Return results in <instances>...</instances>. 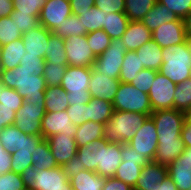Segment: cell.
Returning <instances> with one entry per match:
<instances>
[{
    "label": "cell",
    "mask_w": 191,
    "mask_h": 190,
    "mask_svg": "<svg viewBox=\"0 0 191 190\" xmlns=\"http://www.w3.org/2000/svg\"><path fill=\"white\" fill-rule=\"evenodd\" d=\"M1 83L4 87L15 89L28 103L45 104L46 81L43 76H35L33 71L20 65L12 70H3Z\"/></svg>",
    "instance_id": "1"
},
{
    "label": "cell",
    "mask_w": 191,
    "mask_h": 190,
    "mask_svg": "<svg viewBox=\"0 0 191 190\" xmlns=\"http://www.w3.org/2000/svg\"><path fill=\"white\" fill-rule=\"evenodd\" d=\"M163 63L158 72L178 84L189 79L191 71V42L169 46L162 50Z\"/></svg>",
    "instance_id": "2"
},
{
    "label": "cell",
    "mask_w": 191,
    "mask_h": 190,
    "mask_svg": "<svg viewBox=\"0 0 191 190\" xmlns=\"http://www.w3.org/2000/svg\"><path fill=\"white\" fill-rule=\"evenodd\" d=\"M149 116L129 111H113L104 124L103 138L109 143H128Z\"/></svg>",
    "instance_id": "3"
},
{
    "label": "cell",
    "mask_w": 191,
    "mask_h": 190,
    "mask_svg": "<svg viewBox=\"0 0 191 190\" xmlns=\"http://www.w3.org/2000/svg\"><path fill=\"white\" fill-rule=\"evenodd\" d=\"M92 67L67 66L60 86L68 93L69 106L86 104L91 100L88 91Z\"/></svg>",
    "instance_id": "4"
},
{
    "label": "cell",
    "mask_w": 191,
    "mask_h": 190,
    "mask_svg": "<svg viewBox=\"0 0 191 190\" xmlns=\"http://www.w3.org/2000/svg\"><path fill=\"white\" fill-rule=\"evenodd\" d=\"M21 177L25 188L30 190L68 189L69 179L64 174L62 166L39 171L30 166L22 172Z\"/></svg>",
    "instance_id": "5"
},
{
    "label": "cell",
    "mask_w": 191,
    "mask_h": 190,
    "mask_svg": "<svg viewBox=\"0 0 191 190\" xmlns=\"http://www.w3.org/2000/svg\"><path fill=\"white\" fill-rule=\"evenodd\" d=\"M112 104L114 111H129L147 116L153 112L148 94L139 91L130 83L121 82Z\"/></svg>",
    "instance_id": "6"
},
{
    "label": "cell",
    "mask_w": 191,
    "mask_h": 190,
    "mask_svg": "<svg viewBox=\"0 0 191 190\" xmlns=\"http://www.w3.org/2000/svg\"><path fill=\"white\" fill-rule=\"evenodd\" d=\"M186 113L176 109L157 110L151 113L158 135V143L169 140H181V130Z\"/></svg>",
    "instance_id": "7"
},
{
    "label": "cell",
    "mask_w": 191,
    "mask_h": 190,
    "mask_svg": "<svg viewBox=\"0 0 191 190\" xmlns=\"http://www.w3.org/2000/svg\"><path fill=\"white\" fill-rule=\"evenodd\" d=\"M126 52L122 38L113 39L110 46L96 57L92 69L96 73L106 74L109 78L119 79Z\"/></svg>",
    "instance_id": "8"
},
{
    "label": "cell",
    "mask_w": 191,
    "mask_h": 190,
    "mask_svg": "<svg viewBox=\"0 0 191 190\" xmlns=\"http://www.w3.org/2000/svg\"><path fill=\"white\" fill-rule=\"evenodd\" d=\"M122 161L114 178L134 187L139 179L142 168L150 161L137 152L127 143L122 144Z\"/></svg>",
    "instance_id": "9"
},
{
    "label": "cell",
    "mask_w": 191,
    "mask_h": 190,
    "mask_svg": "<svg viewBox=\"0 0 191 190\" xmlns=\"http://www.w3.org/2000/svg\"><path fill=\"white\" fill-rule=\"evenodd\" d=\"M45 113V104L24 101L16 112L14 125L25 134L42 136L41 120Z\"/></svg>",
    "instance_id": "10"
},
{
    "label": "cell",
    "mask_w": 191,
    "mask_h": 190,
    "mask_svg": "<svg viewBox=\"0 0 191 190\" xmlns=\"http://www.w3.org/2000/svg\"><path fill=\"white\" fill-rule=\"evenodd\" d=\"M127 144L137 154L144 156L149 161H153L158 147V135L155 123L150 116Z\"/></svg>",
    "instance_id": "11"
},
{
    "label": "cell",
    "mask_w": 191,
    "mask_h": 190,
    "mask_svg": "<svg viewBox=\"0 0 191 190\" xmlns=\"http://www.w3.org/2000/svg\"><path fill=\"white\" fill-rule=\"evenodd\" d=\"M65 52L68 59V66L92 67L96 60L86 35L69 36L64 39Z\"/></svg>",
    "instance_id": "12"
},
{
    "label": "cell",
    "mask_w": 191,
    "mask_h": 190,
    "mask_svg": "<svg viewBox=\"0 0 191 190\" xmlns=\"http://www.w3.org/2000/svg\"><path fill=\"white\" fill-rule=\"evenodd\" d=\"M176 85L166 76L161 75L159 72L157 73L148 93L153 112L174 108Z\"/></svg>",
    "instance_id": "13"
},
{
    "label": "cell",
    "mask_w": 191,
    "mask_h": 190,
    "mask_svg": "<svg viewBox=\"0 0 191 190\" xmlns=\"http://www.w3.org/2000/svg\"><path fill=\"white\" fill-rule=\"evenodd\" d=\"M72 15L69 0H46L39 15L40 24L53 32Z\"/></svg>",
    "instance_id": "14"
},
{
    "label": "cell",
    "mask_w": 191,
    "mask_h": 190,
    "mask_svg": "<svg viewBox=\"0 0 191 190\" xmlns=\"http://www.w3.org/2000/svg\"><path fill=\"white\" fill-rule=\"evenodd\" d=\"M77 126L72 123V120L67 115V111L46 112L41 120V131L44 139L55 134H70V137H75Z\"/></svg>",
    "instance_id": "15"
},
{
    "label": "cell",
    "mask_w": 191,
    "mask_h": 190,
    "mask_svg": "<svg viewBox=\"0 0 191 190\" xmlns=\"http://www.w3.org/2000/svg\"><path fill=\"white\" fill-rule=\"evenodd\" d=\"M152 39L161 47L184 43L188 38L185 32L183 19L167 22L152 32Z\"/></svg>",
    "instance_id": "16"
},
{
    "label": "cell",
    "mask_w": 191,
    "mask_h": 190,
    "mask_svg": "<svg viewBox=\"0 0 191 190\" xmlns=\"http://www.w3.org/2000/svg\"><path fill=\"white\" fill-rule=\"evenodd\" d=\"M47 141L58 166L67 164L77 154V143L70 134H55L47 138Z\"/></svg>",
    "instance_id": "17"
},
{
    "label": "cell",
    "mask_w": 191,
    "mask_h": 190,
    "mask_svg": "<svg viewBox=\"0 0 191 190\" xmlns=\"http://www.w3.org/2000/svg\"><path fill=\"white\" fill-rule=\"evenodd\" d=\"M120 84L121 81L119 79L109 78L106 74L96 73L92 69L88 91L91 94V98L102 99L112 103Z\"/></svg>",
    "instance_id": "18"
},
{
    "label": "cell",
    "mask_w": 191,
    "mask_h": 190,
    "mask_svg": "<svg viewBox=\"0 0 191 190\" xmlns=\"http://www.w3.org/2000/svg\"><path fill=\"white\" fill-rule=\"evenodd\" d=\"M53 32L43 27L41 24L22 34V42L25 46L26 54L45 59V52L48 48V40Z\"/></svg>",
    "instance_id": "19"
},
{
    "label": "cell",
    "mask_w": 191,
    "mask_h": 190,
    "mask_svg": "<svg viewBox=\"0 0 191 190\" xmlns=\"http://www.w3.org/2000/svg\"><path fill=\"white\" fill-rule=\"evenodd\" d=\"M121 150L122 144L109 143L105 140V147H102L101 167H97L96 173L103 178L114 177L122 161Z\"/></svg>",
    "instance_id": "20"
},
{
    "label": "cell",
    "mask_w": 191,
    "mask_h": 190,
    "mask_svg": "<svg viewBox=\"0 0 191 190\" xmlns=\"http://www.w3.org/2000/svg\"><path fill=\"white\" fill-rule=\"evenodd\" d=\"M168 177L167 166L160 165L154 161H150L145 165L140 173L134 188L140 190H155Z\"/></svg>",
    "instance_id": "21"
},
{
    "label": "cell",
    "mask_w": 191,
    "mask_h": 190,
    "mask_svg": "<svg viewBox=\"0 0 191 190\" xmlns=\"http://www.w3.org/2000/svg\"><path fill=\"white\" fill-rule=\"evenodd\" d=\"M121 38L127 51H136L152 39V32L141 21H129Z\"/></svg>",
    "instance_id": "22"
},
{
    "label": "cell",
    "mask_w": 191,
    "mask_h": 190,
    "mask_svg": "<svg viewBox=\"0 0 191 190\" xmlns=\"http://www.w3.org/2000/svg\"><path fill=\"white\" fill-rule=\"evenodd\" d=\"M102 147H105V139H97L88 143L85 147L78 148L77 156L82 169L96 172L101 167Z\"/></svg>",
    "instance_id": "23"
},
{
    "label": "cell",
    "mask_w": 191,
    "mask_h": 190,
    "mask_svg": "<svg viewBox=\"0 0 191 190\" xmlns=\"http://www.w3.org/2000/svg\"><path fill=\"white\" fill-rule=\"evenodd\" d=\"M162 50L163 48L151 39L135 52L145 69L158 71L163 63Z\"/></svg>",
    "instance_id": "24"
},
{
    "label": "cell",
    "mask_w": 191,
    "mask_h": 190,
    "mask_svg": "<svg viewBox=\"0 0 191 190\" xmlns=\"http://www.w3.org/2000/svg\"><path fill=\"white\" fill-rule=\"evenodd\" d=\"M25 54L26 50L21 38L0 46V60L3 70H12L18 67Z\"/></svg>",
    "instance_id": "25"
},
{
    "label": "cell",
    "mask_w": 191,
    "mask_h": 190,
    "mask_svg": "<svg viewBox=\"0 0 191 190\" xmlns=\"http://www.w3.org/2000/svg\"><path fill=\"white\" fill-rule=\"evenodd\" d=\"M184 148L182 140L162 141L158 143L153 161L168 167L184 152Z\"/></svg>",
    "instance_id": "26"
},
{
    "label": "cell",
    "mask_w": 191,
    "mask_h": 190,
    "mask_svg": "<svg viewBox=\"0 0 191 190\" xmlns=\"http://www.w3.org/2000/svg\"><path fill=\"white\" fill-rule=\"evenodd\" d=\"M179 18L173 11L169 10L165 5L158 2L151 8L141 22L153 32L156 28L165 23L177 21Z\"/></svg>",
    "instance_id": "27"
},
{
    "label": "cell",
    "mask_w": 191,
    "mask_h": 190,
    "mask_svg": "<svg viewBox=\"0 0 191 190\" xmlns=\"http://www.w3.org/2000/svg\"><path fill=\"white\" fill-rule=\"evenodd\" d=\"M104 124L93 121L84 122L77 127L75 141L78 148L85 147L88 143L103 138Z\"/></svg>",
    "instance_id": "28"
},
{
    "label": "cell",
    "mask_w": 191,
    "mask_h": 190,
    "mask_svg": "<svg viewBox=\"0 0 191 190\" xmlns=\"http://www.w3.org/2000/svg\"><path fill=\"white\" fill-rule=\"evenodd\" d=\"M168 177L176 185L178 190L191 189V165L179 162L177 159L168 167Z\"/></svg>",
    "instance_id": "29"
},
{
    "label": "cell",
    "mask_w": 191,
    "mask_h": 190,
    "mask_svg": "<svg viewBox=\"0 0 191 190\" xmlns=\"http://www.w3.org/2000/svg\"><path fill=\"white\" fill-rule=\"evenodd\" d=\"M73 190H102L105 178L96 172L82 170L77 176L69 179Z\"/></svg>",
    "instance_id": "30"
},
{
    "label": "cell",
    "mask_w": 191,
    "mask_h": 190,
    "mask_svg": "<svg viewBox=\"0 0 191 190\" xmlns=\"http://www.w3.org/2000/svg\"><path fill=\"white\" fill-rule=\"evenodd\" d=\"M69 107L68 93L60 85L45 89V111L60 112Z\"/></svg>",
    "instance_id": "31"
},
{
    "label": "cell",
    "mask_w": 191,
    "mask_h": 190,
    "mask_svg": "<svg viewBox=\"0 0 191 190\" xmlns=\"http://www.w3.org/2000/svg\"><path fill=\"white\" fill-rule=\"evenodd\" d=\"M33 166L36 170L53 169L58 167L53 157L47 139H42L32 154Z\"/></svg>",
    "instance_id": "32"
},
{
    "label": "cell",
    "mask_w": 191,
    "mask_h": 190,
    "mask_svg": "<svg viewBox=\"0 0 191 190\" xmlns=\"http://www.w3.org/2000/svg\"><path fill=\"white\" fill-rule=\"evenodd\" d=\"M129 21L125 13L106 12L105 26L102 30L106 32L111 40L121 38L126 31Z\"/></svg>",
    "instance_id": "33"
},
{
    "label": "cell",
    "mask_w": 191,
    "mask_h": 190,
    "mask_svg": "<svg viewBox=\"0 0 191 190\" xmlns=\"http://www.w3.org/2000/svg\"><path fill=\"white\" fill-rule=\"evenodd\" d=\"M48 48L45 52L46 63H63L68 66V59L65 52L64 39L52 33L48 40Z\"/></svg>",
    "instance_id": "34"
},
{
    "label": "cell",
    "mask_w": 191,
    "mask_h": 190,
    "mask_svg": "<svg viewBox=\"0 0 191 190\" xmlns=\"http://www.w3.org/2000/svg\"><path fill=\"white\" fill-rule=\"evenodd\" d=\"M89 121L105 124L113 114V104L109 101L91 98L88 102Z\"/></svg>",
    "instance_id": "35"
},
{
    "label": "cell",
    "mask_w": 191,
    "mask_h": 190,
    "mask_svg": "<svg viewBox=\"0 0 191 190\" xmlns=\"http://www.w3.org/2000/svg\"><path fill=\"white\" fill-rule=\"evenodd\" d=\"M77 16L82 24V29H85L87 33L102 29L105 26L106 12L95 6Z\"/></svg>",
    "instance_id": "36"
},
{
    "label": "cell",
    "mask_w": 191,
    "mask_h": 190,
    "mask_svg": "<svg viewBox=\"0 0 191 190\" xmlns=\"http://www.w3.org/2000/svg\"><path fill=\"white\" fill-rule=\"evenodd\" d=\"M145 69L137 57L135 51H127L124 56V61L120 70L119 80L124 83H131L135 76Z\"/></svg>",
    "instance_id": "37"
},
{
    "label": "cell",
    "mask_w": 191,
    "mask_h": 190,
    "mask_svg": "<svg viewBox=\"0 0 191 190\" xmlns=\"http://www.w3.org/2000/svg\"><path fill=\"white\" fill-rule=\"evenodd\" d=\"M24 138H26V134L15 125L7 126L0 132V142L8 152L19 151L24 144Z\"/></svg>",
    "instance_id": "38"
},
{
    "label": "cell",
    "mask_w": 191,
    "mask_h": 190,
    "mask_svg": "<svg viewBox=\"0 0 191 190\" xmlns=\"http://www.w3.org/2000/svg\"><path fill=\"white\" fill-rule=\"evenodd\" d=\"M157 0H125V15L130 21H141Z\"/></svg>",
    "instance_id": "39"
},
{
    "label": "cell",
    "mask_w": 191,
    "mask_h": 190,
    "mask_svg": "<svg viewBox=\"0 0 191 190\" xmlns=\"http://www.w3.org/2000/svg\"><path fill=\"white\" fill-rule=\"evenodd\" d=\"M191 108V79L176 85L174 94V109L188 113Z\"/></svg>",
    "instance_id": "40"
},
{
    "label": "cell",
    "mask_w": 191,
    "mask_h": 190,
    "mask_svg": "<svg viewBox=\"0 0 191 190\" xmlns=\"http://www.w3.org/2000/svg\"><path fill=\"white\" fill-rule=\"evenodd\" d=\"M15 20L10 16L0 18V46H4L22 37Z\"/></svg>",
    "instance_id": "41"
},
{
    "label": "cell",
    "mask_w": 191,
    "mask_h": 190,
    "mask_svg": "<svg viewBox=\"0 0 191 190\" xmlns=\"http://www.w3.org/2000/svg\"><path fill=\"white\" fill-rule=\"evenodd\" d=\"M53 33L59 35L63 39L72 35L83 36L87 34L86 30L82 29V24L79 21L78 16L73 14L66 18L64 22L53 31Z\"/></svg>",
    "instance_id": "42"
},
{
    "label": "cell",
    "mask_w": 191,
    "mask_h": 190,
    "mask_svg": "<svg viewBox=\"0 0 191 190\" xmlns=\"http://www.w3.org/2000/svg\"><path fill=\"white\" fill-rule=\"evenodd\" d=\"M67 65L63 63H44L43 78L47 87L58 86L61 84Z\"/></svg>",
    "instance_id": "43"
},
{
    "label": "cell",
    "mask_w": 191,
    "mask_h": 190,
    "mask_svg": "<svg viewBox=\"0 0 191 190\" xmlns=\"http://www.w3.org/2000/svg\"><path fill=\"white\" fill-rule=\"evenodd\" d=\"M87 42L97 57L101 55L111 44V38L102 29L86 34Z\"/></svg>",
    "instance_id": "44"
},
{
    "label": "cell",
    "mask_w": 191,
    "mask_h": 190,
    "mask_svg": "<svg viewBox=\"0 0 191 190\" xmlns=\"http://www.w3.org/2000/svg\"><path fill=\"white\" fill-rule=\"evenodd\" d=\"M11 159V171L17 174H22L28 167L33 166L31 151H12Z\"/></svg>",
    "instance_id": "45"
},
{
    "label": "cell",
    "mask_w": 191,
    "mask_h": 190,
    "mask_svg": "<svg viewBox=\"0 0 191 190\" xmlns=\"http://www.w3.org/2000/svg\"><path fill=\"white\" fill-rule=\"evenodd\" d=\"M157 73L158 71L155 70L143 69L137 74V76L134 77L130 84H132L139 91L148 94Z\"/></svg>",
    "instance_id": "46"
},
{
    "label": "cell",
    "mask_w": 191,
    "mask_h": 190,
    "mask_svg": "<svg viewBox=\"0 0 191 190\" xmlns=\"http://www.w3.org/2000/svg\"><path fill=\"white\" fill-rule=\"evenodd\" d=\"M17 13L39 16L46 0H12Z\"/></svg>",
    "instance_id": "47"
},
{
    "label": "cell",
    "mask_w": 191,
    "mask_h": 190,
    "mask_svg": "<svg viewBox=\"0 0 191 190\" xmlns=\"http://www.w3.org/2000/svg\"><path fill=\"white\" fill-rule=\"evenodd\" d=\"M18 27V29L22 32H28L40 25L39 16L29 15L25 13H17L15 10L10 15Z\"/></svg>",
    "instance_id": "48"
},
{
    "label": "cell",
    "mask_w": 191,
    "mask_h": 190,
    "mask_svg": "<svg viewBox=\"0 0 191 190\" xmlns=\"http://www.w3.org/2000/svg\"><path fill=\"white\" fill-rule=\"evenodd\" d=\"M66 111L67 115L72 120V123L77 127L81 126L84 122L89 121L88 103L69 106Z\"/></svg>",
    "instance_id": "49"
},
{
    "label": "cell",
    "mask_w": 191,
    "mask_h": 190,
    "mask_svg": "<svg viewBox=\"0 0 191 190\" xmlns=\"http://www.w3.org/2000/svg\"><path fill=\"white\" fill-rule=\"evenodd\" d=\"M21 174L12 171L0 175V190H24Z\"/></svg>",
    "instance_id": "50"
},
{
    "label": "cell",
    "mask_w": 191,
    "mask_h": 190,
    "mask_svg": "<svg viewBox=\"0 0 191 190\" xmlns=\"http://www.w3.org/2000/svg\"><path fill=\"white\" fill-rule=\"evenodd\" d=\"M157 2L165 5L181 19H184V17L191 12V0H157Z\"/></svg>",
    "instance_id": "51"
},
{
    "label": "cell",
    "mask_w": 191,
    "mask_h": 190,
    "mask_svg": "<svg viewBox=\"0 0 191 190\" xmlns=\"http://www.w3.org/2000/svg\"><path fill=\"white\" fill-rule=\"evenodd\" d=\"M0 96V103L3 106L15 107L17 112L24 103V99L16 92L15 89L3 87Z\"/></svg>",
    "instance_id": "52"
},
{
    "label": "cell",
    "mask_w": 191,
    "mask_h": 190,
    "mask_svg": "<svg viewBox=\"0 0 191 190\" xmlns=\"http://www.w3.org/2000/svg\"><path fill=\"white\" fill-rule=\"evenodd\" d=\"M45 59L32 55H24L21 59L20 66L29 71H33L35 76H42L44 71Z\"/></svg>",
    "instance_id": "53"
},
{
    "label": "cell",
    "mask_w": 191,
    "mask_h": 190,
    "mask_svg": "<svg viewBox=\"0 0 191 190\" xmlns=\"http://www.w3.org/2000/svg\"><path fill=\"white\" fill-rule=\"evenodd\" d=\"M95 7L108 13H124L125 0H95Z\"/></svg>",
    "instance_id": "54"
},
{
    "label": "cell",
    "mask_w": 191,
    "mask_h": 190,
    "mask_svg": "<svg viewBox=\"0 0 191 190\" xmlns=\"http://www.w3.org/2000/svg\"><path fill=\"white\" fill-rule=\"evenodd\" d=\"M15 115V107L3 106L0 103V132L3 128L14 125Z\"/></svg>",
    "instance_id": "55"
},
{
    "label": "cell",
    "mask_w": 191,
    "mask_h": 190,
    "mask_svg": "<svg viewBox=\"0 0 191 190\" xmlns=\"http://www.w3.org/2000/svg\"><path fill=\"white\" fill-rule=\"evenodd\" d=\"M72 14L82 15V12L89 11L95 6V0H69Z\"/></svg>",
    "instance_id": "56"
},
{
    "label": "cell",
    "mask_w": 191,
    "mask_h": 190,
    "mask_svg": "<svg viewBox=\"0 0 191 190\" xmlns=\"http://www.w3.org/2000/svg\"><path fill=\"white\" fill-rule=\"evenodd\" d=\"M62 169L64 171V174L68 177V179L77 176L78 173H80L82 170H85L82 169L77 155H75L67 164H64L62 166Z\"/></svg>",
    "instance_id": "57"
},
{
    "label": "cell",
    "mask_w": 191,
    "mask_h": 190,
    "mask_svg": "<svg viewBox=\"0 0 191 190\" xmlns=\"http://www.w3.org/2000/svg\"><path fill=\"white\" fill-rule=\"evenodd\" d=\"M11 162V152L6 151L0 142V175L11 171Z\"/></svg>",
    "instance_id": "58"
},
{
    "label": "cell",
    "mask_w": 191,
    "mask_h": 190,
    "mask_svg": "<svg viewBox=\"0 0 191 190\" xmlns=\"http://www.w3.org/2000/svg\"><path fill=\"white\" fill-rule=\"evenodd\" d=\"M133 187L114 177L105 178L102 190H132Z\"/></svg>",
    "instance_id": "59"
},
{
    "label": "cell",
    "mask_w": 191,
    "mask_h": 190,
    "mask_svg": "<svg viewBox=\"0 0 191 190\" xmlns=\"http://www.w3.org/2000/svg\"><path fill=\"white\" fill-rule=\"evenodd\" d=\"M42 139L43 136H33L26 134V138H24V144L20 147V150L31 151V154H33L37 145Z\"/></svg>",
    "instance_id": "60"
},
{
    "label": "cell",
    "mask_w": 191,
    "mask_h": 190,
    "mask_svg": "<svg viewBox=\"0 0 191 190\" xmlns=\"http://www.w3.org/2000/svg\"><path fill=\"white\" fill-rule=\"evenodd\" d=\"M181 140L185 147H191V117L186 116L181 130Z\"/></svg>",
    "instance_id": "61"
},
{
    "label": "cell",
    "mask_w": 191,
    "mask_h": 190,
    "mask_svg": "<svg viewBox=\"0 0 191 190\" xmlns=\"http://www.w3.org/2000/svg\"><path fill=\"white\" fill-rule=\"evenodd\" d=\"M14 11L12 0H0V18L10 16Z\"/></svg>",
    "instance_id": "62"
},
{
    "label": "cell",
    "mask_w": 191,
    "mask_h": 190,
    "mask_svg": "<svg viewBox=\"0 0 191 190\" xmlns=\"http://www.w3.org/2000/svg\"><path fill=\"white\" fill-rule=\"evenodd\" d=\"M132 190H140V189L133 187ZM155 190H178V188L172 182V180L169 177H167L164 181H162L160 184L157 185Z\"/></svg>",
    "instance_id": "63"
},
{
    "label": "cell",
    "mask_w": 191,
    "mask_h": 190,
    "mask_svg": "<svg viewBox=\"0 0 191 190\" xmlns=\"http://www.w3.org/2000/svg\"><path fill=\"white\" fill-rule=\"evenodd\" d=\"M177 160L191 165V147H185L184 152L177 158Z\"/></svg>",
    "instance_id": "64"
},
{
    "label": "cell",
    "mask_w": 191,
    "mask_h": 190,
    "mask_svg": "<svg viewBox=\"0 0 191 190\" xmlns=\"http://www.w3.org/2000/svg\"><path fill=\"white\" fill-rule=\"evenodd\" d=\"M183 22L187 38L191 39V12L184 17Z\"/></svg>",
    "instance_id": "65"
},
{
    "label": "cell",
    "mask_w": 191,
    "mask_h": 190,
    "mask_svg": "<svg viewBox=\"0 0 191 190\" xmlns=\"http://www.w3.org/2000/svg\"><path fill=\"white\" fill-rule=\"evenodd\" d=\"M2 72H3V68H2V63L0 60V82H1Z\"/></svg>",
    "instance_id": "66"
},
{
    "label": "cell",
    "mask_w": 191,
    "mask_h": 190,
    "mask_svg": "<svg viewBox=\"0 0 191 190\" xmlns=\"http://www.w3.org/2000/svg\"><path fill=\"white\" fill-rule=\"evenodd\" d=\"M59 190H73V187L70 184V181H68V189H59Z\"/></svg>",
    "instance_id": "67"
},
{
    "label": "cell",
    "mask_w": 191,
    "mask_h": 190,
    "mask_svg": "<svg viewBox=\"0 0 191 190\" xmlns=\"http://www.w3.org/2000/svg\"><path fill=\"white\" fill-rule=\"evenodd\" d=\"M4 86L2 85V83L0 82V96H1V92H2V88H3Z\"/></svg>",
    "instance_id": "68"
},
{
    "label": "cell",
    "mask_w": 191,
    "mask_h": 190,
    "mask_svg": "<svg viewBox=\"0 0 191 190\" xmlns=\"http://www.w3.org/2000/svg\"><path fill=\"white\" fill-rule=\"evenodd\" d=\"M188 117H191V108L190 110L188 111V113L186 114Z\"/></svg>",
    "instance_id": "69"
}]
</instances>
